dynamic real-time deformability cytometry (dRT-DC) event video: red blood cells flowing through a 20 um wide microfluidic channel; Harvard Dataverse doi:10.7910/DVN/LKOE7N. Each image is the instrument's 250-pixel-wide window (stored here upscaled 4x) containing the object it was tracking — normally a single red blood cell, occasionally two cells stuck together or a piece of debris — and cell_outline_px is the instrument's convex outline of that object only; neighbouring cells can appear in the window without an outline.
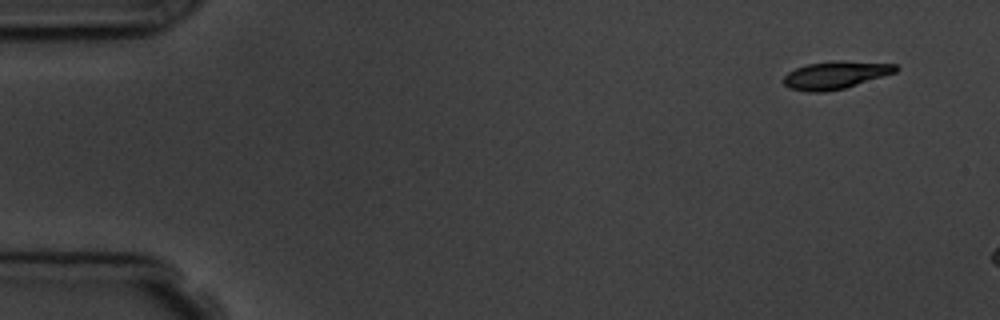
{"species": "common noctule bat (a hibernating species)", "species_latin": "Nyctalus noctula", "temperature_condition": "room temperature", "stored_images_in_passage": 3, "camera_frame_rate_fps": 3000, "um_per_image_px": 0.085, "animal": {"sex": "male", "body_mass_g": 19.5, "forearm_length_mm": 54.6}, "frame": {"image": 1, "passage_image": 1, "time_ms": 0.0, "image_size_px": [1000, 320], "cell_outline_px": [[900, 68], [896, 72], [844, 88], [824, 92], [808, 92], [788, 88], [784, 84], [784, 76], [788, 72], [796, 68], [808, 64], [840, 60], [896, 64]], "centroid_in_image_um": [71.01, 6.38], "position_along_channel_um": 14.0, "area_um2": 17.98}}